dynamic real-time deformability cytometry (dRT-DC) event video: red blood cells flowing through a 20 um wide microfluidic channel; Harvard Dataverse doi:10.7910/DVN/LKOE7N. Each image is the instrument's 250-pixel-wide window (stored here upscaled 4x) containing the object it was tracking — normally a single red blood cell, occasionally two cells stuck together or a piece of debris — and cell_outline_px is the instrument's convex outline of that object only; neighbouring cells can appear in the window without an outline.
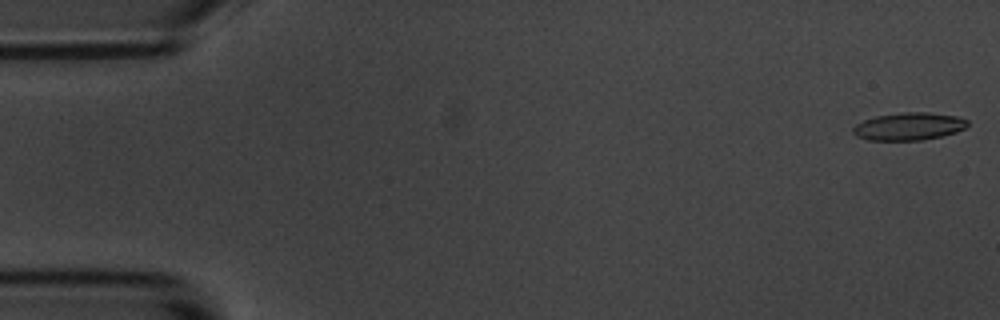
{"species": "common noctule bat (a hibernating species)", "species_latin": "Nyctalus noctula", "temperature_condition": "room temperature", "stored_images_in_passage": 3, "camera_frame_rate_fps": 3000, "um_per_image_px": 0.085, "animal": {"sex": "male", "body_mass_g": 20.1, "forearm_length_mm": 53.5}, "frame": {"image": 1, "passage_image": 1, "time_ms": 0.0, "image_size_px": [1000, 320], "cell_outline_px": [[968, 124], [964, 128], [956, 132], [940, 136], [920, 140], [868, 140], [856, 136], [852, 132], [852, 128], [856, 124], [864, 120], [876, 116], [904, 112], [928, 112], [956, 116], [968, 120]], "centroid_in_image_um": [77.23, 10.74], "position_along_channel_um": 7.8, "area_um2": 18.32}}